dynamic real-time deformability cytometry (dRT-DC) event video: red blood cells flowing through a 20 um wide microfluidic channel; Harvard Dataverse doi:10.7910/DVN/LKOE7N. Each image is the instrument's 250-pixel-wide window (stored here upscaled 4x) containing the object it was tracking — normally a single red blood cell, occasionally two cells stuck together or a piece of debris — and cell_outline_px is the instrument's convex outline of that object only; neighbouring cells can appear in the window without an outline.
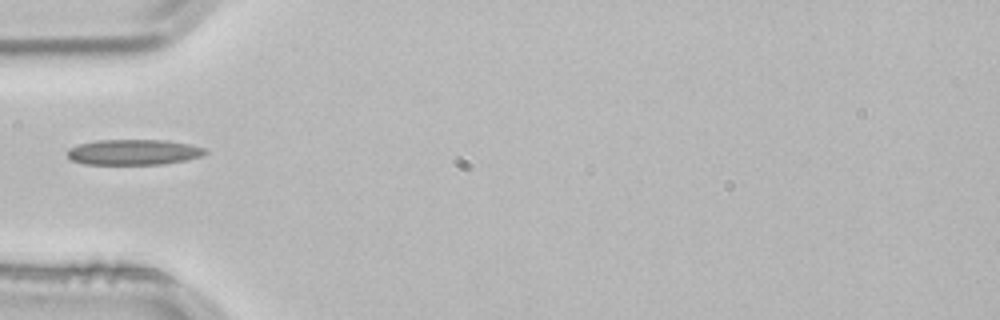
{"species": "common noctule bat (a hibernating species)", "species_latin": "Nyctalus noctula", "temperature_condition": "room temperature", "stored_images_in_passage": 1, "camera_frame_rate_fps": 3000, "um_per_image_px": 0.085, "animal": {"sex": "male", "body_mass_g": 21.5, "forearm_length_mm": 52.0}, "frame": {"image": 1, "passage_image": 1, "time_ms": 0.0, "image_size_px": [1000, 320], "cell_outline_px": [[208, 152], [200, 156], [188, 160], [164, 164], [84, 164], [72, 160], [68, 156], [68, 148], [76, 144], [96, 140], [168, 140], [192, 144], [208, 148]], "centroid_in_image_um": [11.4, 12.92], "position_along_channel_um": 73.6, "area_um2": 20.81}}